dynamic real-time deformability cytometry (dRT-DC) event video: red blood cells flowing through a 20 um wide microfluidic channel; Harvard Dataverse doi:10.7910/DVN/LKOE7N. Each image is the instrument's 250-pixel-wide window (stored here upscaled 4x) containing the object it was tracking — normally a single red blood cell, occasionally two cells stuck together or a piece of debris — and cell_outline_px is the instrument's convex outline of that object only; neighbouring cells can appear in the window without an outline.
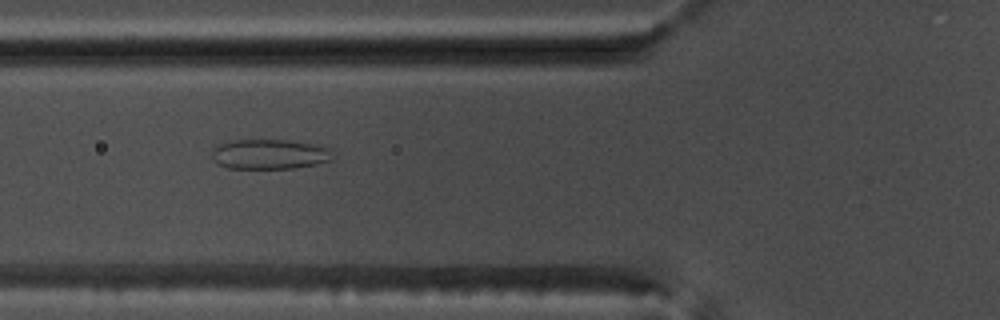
{"species": "common noctule bat (a hibernating species)", "species_latin": "Nyctalus noctula", "temperature_condition": "warm", "stored_images_in_passage": 49, "camera_frame_rate_fps": 3000, "um_per_image_px": 0.085, "animal": {"sex": "male", "body_mass_g": 17.5, "forearm_length_mm": 52.3}, "frame": {"image": 1, "passage_image": 16, "time_ms": 5.0, "image_size_px": [1000, 320], "cell_outline_px": [[332, 160], [316, 164], [292, 168], [228, 168], [216, 164], [212, 156], [212, 148], [216, 144], [232, 140], [288, 140], [316, 144], [328, 148]], "centroid_in_image_um": [22.84, 13.1], "position_along_channel_um": 103.0, "area_um2": 21.1}}
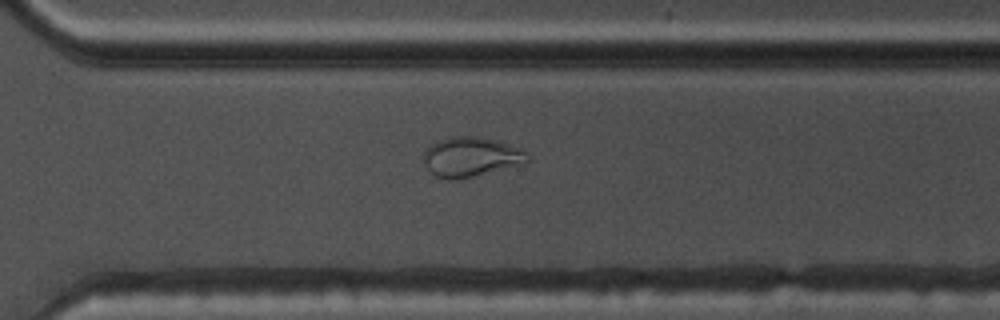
{"frame": {"image": 2, "passage_image": 34, "time_ms": 11.0, "image_size_px": [1000, 320], "cell_outline_px": [[528, 160], [524, 164], [472, 176], [452, 180], [448, 180], [436, 176], [424, 164], [424, 152], [436, 140], [452, 136], [476, 136], [492, 140], [516, 148], [524, 152], [528, 156]], "centroid_in_image_um": [39.97, 13.34], "position_along_channel_um": 330.6, "area_um2": 23.41}}
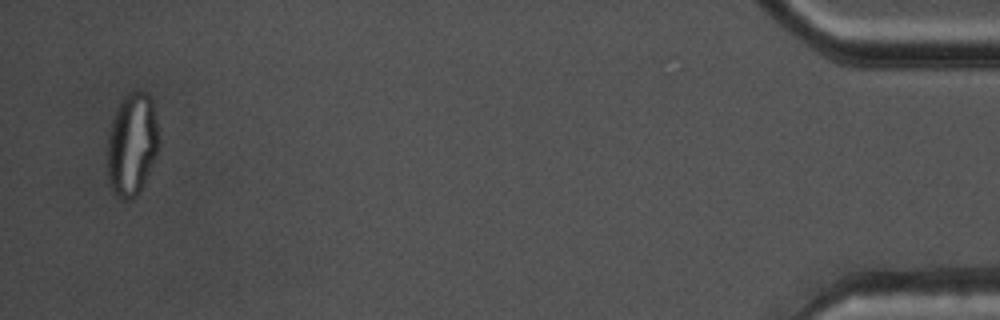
{"frame": {"image": 3, "passage_image": 48, "time_ms": 15.667, "image_size_px": [1000, 320], "cell_outline_px": [[156, 152], [144, 184], [140, 192], [132, 200], [120, 200], [112, 188], [108, 180], [108, 132], [116, 108], [120, 100], [128, 92], [148, 92], [152, 100], [156, 124]], "centroid_in_image_um": [11.18, 12.28], "position_along_channel_um": 424.0, "area_um2": 30.4}, "authors_computed_cell_mechanics": {"area_um2": 27.3972, "velocity_mm_per_s": 3.8026, "shape_relaxation_time_tau1_ms": null, "shape_relaxation_time_tau2_ms": 1.0613, "deformation_change_tau1": null, "deformation_change_tau2": 0.0701}}